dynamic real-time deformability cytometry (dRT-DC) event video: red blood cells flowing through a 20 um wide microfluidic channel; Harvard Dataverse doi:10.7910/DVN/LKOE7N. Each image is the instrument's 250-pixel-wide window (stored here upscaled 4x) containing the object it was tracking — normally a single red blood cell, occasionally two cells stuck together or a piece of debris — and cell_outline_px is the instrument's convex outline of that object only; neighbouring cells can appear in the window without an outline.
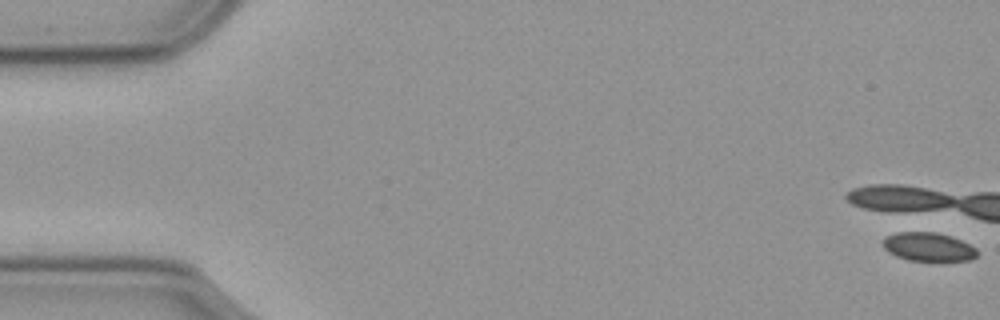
{"species": "common noctule bat (a hibernating species)", "species_latin": "Nyctalus noctula", "temperature_condition": "cold", "stored_images_in_passage": 1, "camera_frame_rate_fps": 3000, "um_per_image_px": 0.085, "animal": {"sex": "male", "body_mass_g": 23.1, "forearm_length_mm": 52.7}, "frame": {"image": 1, "passage_image": 1, "time_ms": 0.0, "image_size_px": [1000, 320], "cell_outline_px": [[976, 256], [972, 260], [908, 260], [896, 256], [888, 252], [884, 248], [884, 240], [888, 236], [904, 228], [936, 232], [960, 240], [976, 248]], "centroid_in_image_um": [78.84, 20.93], "position_along_channel_um": 6.2, "area_um2": 15.95}}